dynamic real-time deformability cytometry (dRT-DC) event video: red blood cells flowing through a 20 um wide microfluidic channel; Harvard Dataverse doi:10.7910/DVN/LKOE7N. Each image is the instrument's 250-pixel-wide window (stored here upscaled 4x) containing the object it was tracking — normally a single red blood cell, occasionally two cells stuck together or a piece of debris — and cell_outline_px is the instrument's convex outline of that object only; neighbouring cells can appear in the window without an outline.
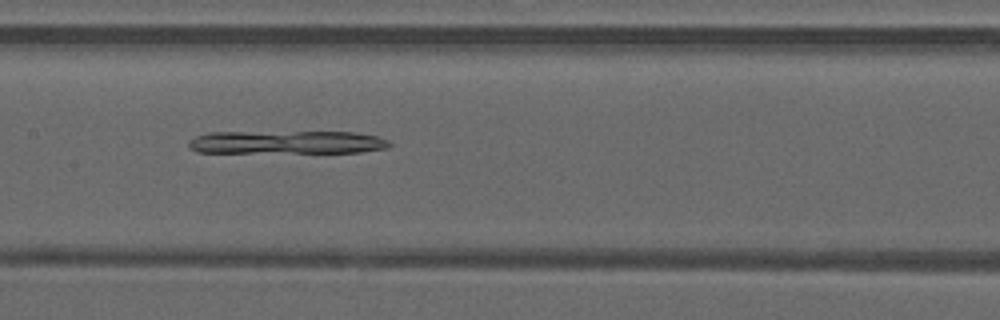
{"species": "common noctule bat (a hibernating species)", "species_latin": "Nyctalus noctula", "temperature_condition": "warm", "stored_images_in_passage": 48, "camera_frame_rate_fps": 3000, "um_per_image_px": 0.085, "animal": {"sex": "male", "forearm_length_mm": 52.5}, "frame": {"image": 1, "passage_image": 24, "time_ms": 7.667, "image_size_px": [1000, 320], "cell_outline_px": [[392, 144], [388, 148], [360, 152], [196, 152], [188, 148], [188, 140], [196, 136], [208, 132], [352, 132], [380, 136], [388, 140]], "centroid_in_image_um": [24.38, 12.09], "position_along_channel_um": 183.0, "area_um2": 27.22}}
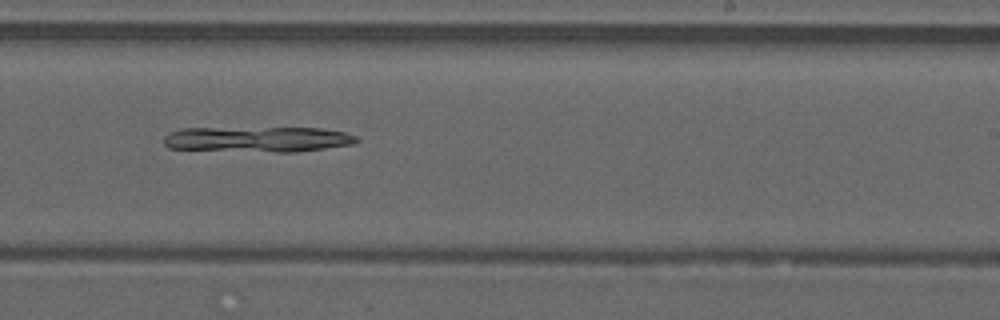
{"frame": {"image": 2, "passage_image": 30, "time_ms": 9.667, "image_size_px": [1000, 320], "cell_outline_px": [[360, 140], [356, 144], [296, 152], [276, 152], [168, 148], [164, 144], [164, 136], [168, 132], [180, 128], [320, 128], [344, 132], [356, 136]], "centroid_in_image_um": [21.93, 11.83], "position_along_channel_um": 267.1, "area_um2": 28.73}}
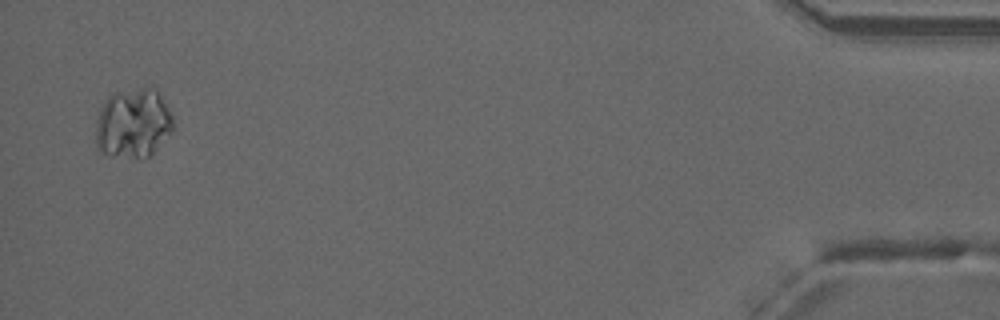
{"frame": {"image": 3, "passage_image": 47, "time_ms": 15.333, "image_size_px": [1000, 320], "cell_outline_px": [[172, 132], [144, 160], [140, 160], [112, 156], [100, 152], [96, 148], [96, 120], [108, 96], [116, 92], [148, 84], [156, 88], [168, 108], [172, 116]], "centroid_in_image_um": [11.31, 10.48], "position_along_channel_um": 423.9, "area_um2": 31.96}}